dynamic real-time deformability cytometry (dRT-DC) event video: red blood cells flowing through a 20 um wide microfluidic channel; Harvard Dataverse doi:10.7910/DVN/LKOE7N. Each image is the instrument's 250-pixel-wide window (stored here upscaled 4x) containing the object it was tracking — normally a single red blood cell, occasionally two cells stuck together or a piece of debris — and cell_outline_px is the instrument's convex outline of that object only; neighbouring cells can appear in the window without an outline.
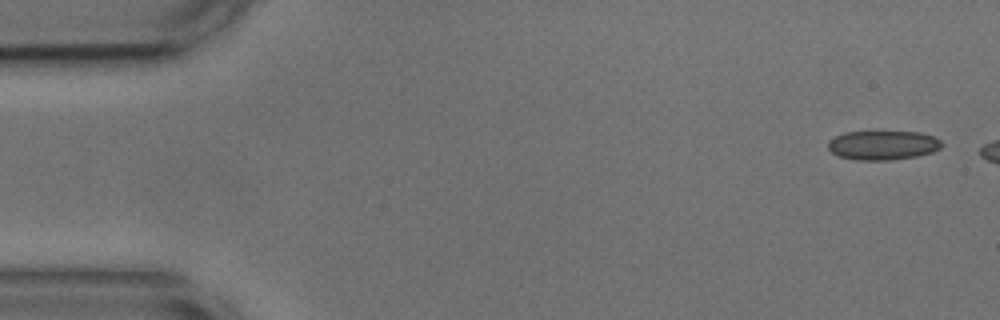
{"species": "common noctule bat (a hibernating species)", "species_latin": "Nyctalus noctula", "temperature_condition": "cold", "stored_images_in_passage": 44, "camera_frame_rate_fps": 3000, "um_per_image_px": 0.085, "animal": {"sex": "male", "body_mass_g": 17.9, "forearm_length_mm": 54.2}, "frame": {"image": 1, "passage_image": 1, "time_ms": 0.0, "image_size_px": [1000, 320], "cell_outline_px": [[944, 144], [940, 148], [932, 152], [916, 156], [892, 160], [856, 160], [840, 156], [832, 152], [828, 148], [828, 140], [844, 132], [920, 132], [932, 136], [940, 140]], "centroid_in_image_um": [75.05, 12.34], "position_along_channel_um": 10.0, "area_um2": 19.31}}
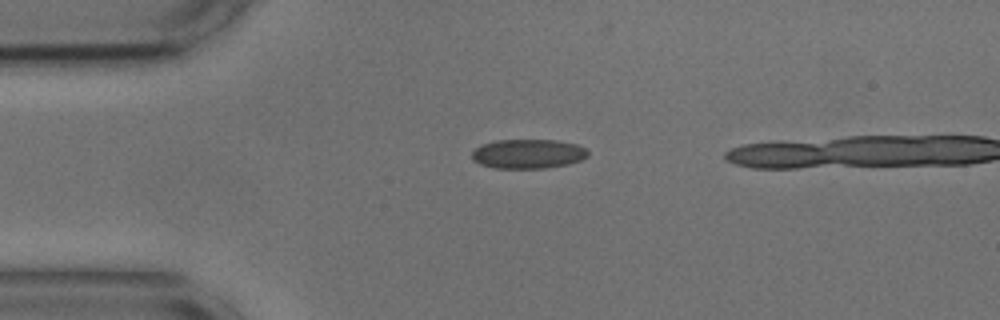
{"frame": {"image": 2, "passage_image": 11, "time_ms": 3.333, "image_size_px": [1000, 320], "cell_outline_px": [[588, 156], [580, 160], [568, 164], [548, 168], [496, 168], [480, 164], [472, 160], [472, 152], [480, 144], [496, 140], [556, 140], [576, 144], [584, 148], [588, 152]], "centroid_in_image_um": [44.86, 13.07], "position_along_channel_um": 40.1, "area_um2": 19.88}}
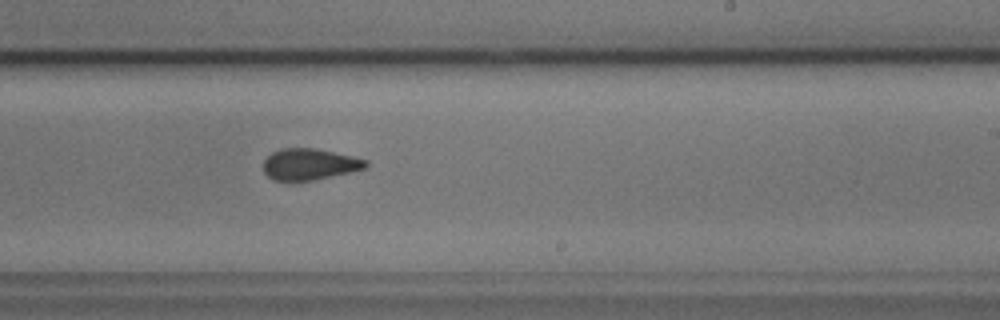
{"frame": {"image": 3, "passage_image": 31, "time_ms": 10.0, "image_size_px": [1000, 320], "cell_outline_px": [[368, 168], [312, 180], [272, 180], [264, 172], [264, 160], [272, 152], [280, 148], [312, 148], [352, 156], [368, 160]], "centroid_in_image_um": [26.31, 13.95], "position_along_channel_um": 262.7, "area_um2": 18.5}, "authors_computed_cell_mechanics": {"area_um2": 19.4208, "velocity_mm_per_s": 3.6634, "shape_relaxation_time_tau1_ms": null, "shape_relaxation_time_tau2_ms": 1.5366, "deformation_change_tau1": null, "deformation_change_tau2": 0.0581}}